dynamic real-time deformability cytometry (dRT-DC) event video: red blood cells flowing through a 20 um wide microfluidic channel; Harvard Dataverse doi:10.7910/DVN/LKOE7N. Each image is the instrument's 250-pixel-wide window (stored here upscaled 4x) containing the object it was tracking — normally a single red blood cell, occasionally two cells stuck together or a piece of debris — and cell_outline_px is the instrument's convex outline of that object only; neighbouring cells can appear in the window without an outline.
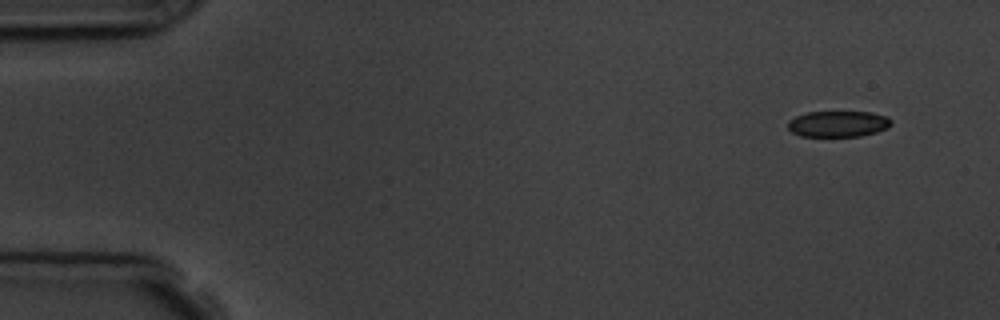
{"species": "common noctule bat (a hibernating species)", "species_latin": "Nyctalus noctula", "temperature_condition": "room temperature", "stored_images_in_passage": 5, "camera_frame_rate_fps": 3000, "um_per_image_px": 0.085, "animal": {"sex": "male", "body_mass_g": 19.5, "forearm_length_mm": 54.6}, "frame": {"image": 1, "passage_image": 1, "time_ms": 0.0, "image_size_px": [1000, 320], "cell_outline_px": [[892, 124], [888, 128], [876, 132], [860, 136], [800, 136], [792, 132], [788, 128], [788, 120], [796, 116], [808, 112], [872, 112], [888, 116], [892, 120]], "centroid_in_image_um": [71.27, 10.52], "position_along_channel_um": 13.7, "area_um2": 15.78}}
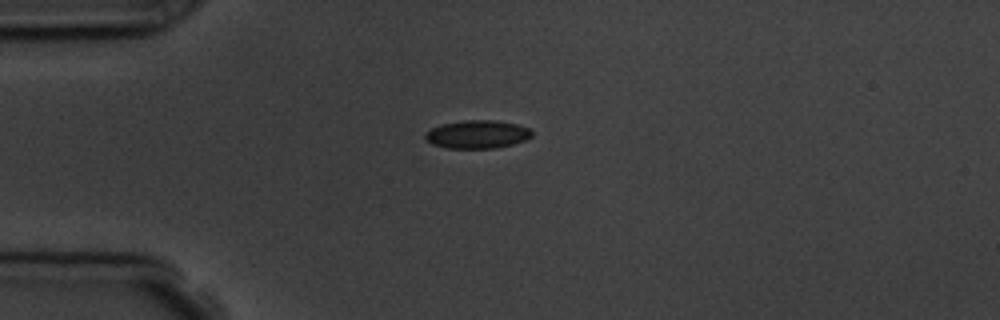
{"frame": {"image": 2, "passage_image": 4, "time_ms": 3.333, "image_size_px": [1000, 320], "cell_outline_px": [[532, 136], [524, 140], [512, 144], [496, 148], [448, 148], [432, 144], [424, 140], [424, 136], [432, 128], [440, 124], [464, 120], [492, 120], [516, 124], [528, 128], [532, 132]], "centroid_in_image_um": [40.54, 11.42], "position_along_channel_um": 44.5, "area_um2": 17.4}}